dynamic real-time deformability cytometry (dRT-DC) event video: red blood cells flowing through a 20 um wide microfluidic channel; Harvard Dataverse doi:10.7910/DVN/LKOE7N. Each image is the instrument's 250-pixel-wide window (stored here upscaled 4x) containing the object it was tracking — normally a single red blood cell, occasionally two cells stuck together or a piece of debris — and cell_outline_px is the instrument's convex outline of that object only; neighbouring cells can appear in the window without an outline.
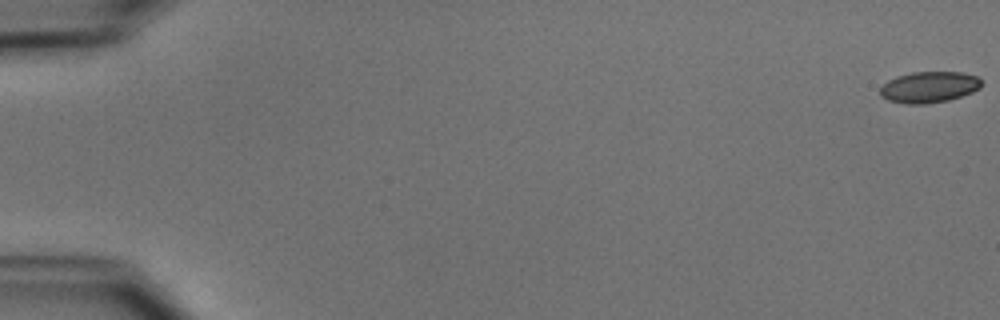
{"species": "common noctule bat (a hibernating species)", "species_latin": "Nyctalus noctula", "temperature_condition": "cold", "stored_images_in_passage": 53, "camera_frame_rate_fps": 3000, "um_per_image_px": 0.085, "animal": {"sex": "male", "body_mass_g": 15.6}, "frame": {"image": 1, "passage_image": 1, "time_ms": 0.0, "image_size_px": [1000, 320], "cell_outline_px": [[980, 88], [972, 92], [948, 100], [924, 104], [908, 104], [888, 100], [880, 96], [880, 88], [888, 80], [896, 76], [912, 72], [964, 72], [980, 76]], "centroid_in_image_um": [78.97, 7.39], "position_along_channel_um": 6.0, "area_um2": 18.44}}
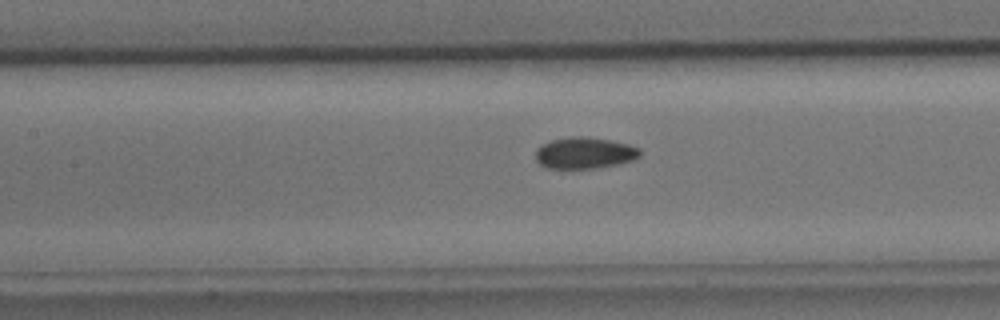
{"frame": {"image": 2, "passage_image": 25, "time_ms": 8.0, "image_size_px": [1000, 320], "cell_outline_px": [[640, 156], [632, 160], [616, 164], [596, 168], [548, 168], [540, 164], [536, 160], [536, 148], [552, 140], [572, 136], [580, 136], [608, 140], [628, 144], [640, 148]], "centroid_in_image_um": [49.68, 13.0], "position_along_channel_um": 157.7, "area_um2": 18.84}}
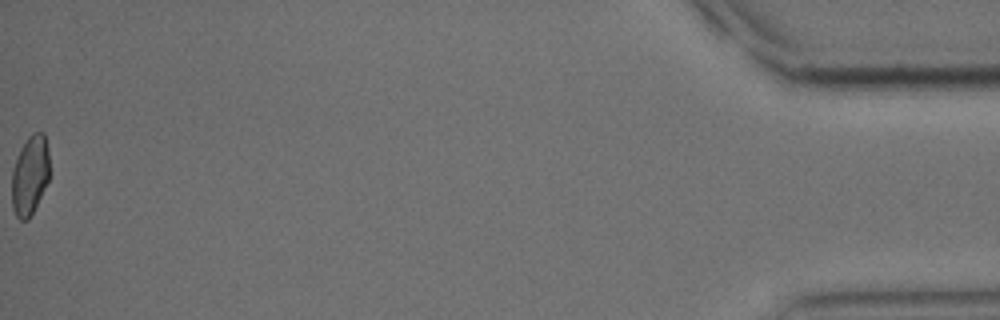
{"frame": {"image": 3, "passage_image": 53, "time_ms": 17.333, "image_size_px": [1000, 320], "cell_outline_px": [[48, 180], [28, 220], [20, 220], [16, 216], [12, 208], [12, 172], [20, 148], [28, 136], [32, 132], [44, 132], [48, 148]], "centroid_in_image_um": [2.53, 14.86], "position_along_channel_um": 432.7, "area_um2": 17.22}, "authors_computed_cell_mechanics": {"area_um2": 18.6694, "velocity_mm_per_s": 3.9274, "shape_relaxation_time_tau1_ms": 4.5177, "shape_relaxation_time_tau2_ms": 1.612, "deformation_change_tau1": 0.0976, "deformation_change_tau2": 0.0607}}